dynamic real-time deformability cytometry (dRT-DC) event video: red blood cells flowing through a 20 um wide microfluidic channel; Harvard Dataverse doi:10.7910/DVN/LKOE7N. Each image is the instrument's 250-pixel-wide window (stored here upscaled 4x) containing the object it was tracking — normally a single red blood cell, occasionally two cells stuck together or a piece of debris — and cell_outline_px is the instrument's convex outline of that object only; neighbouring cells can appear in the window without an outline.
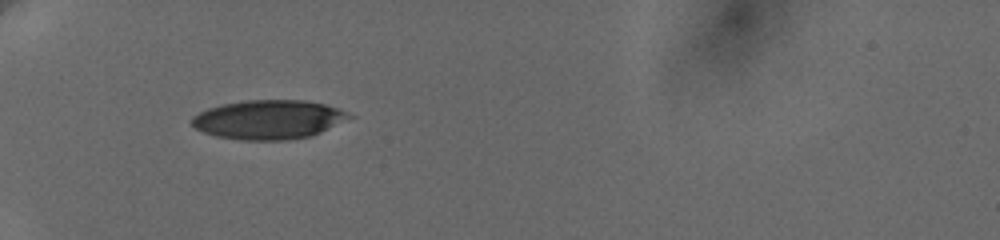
{"species": "human", "species_latin": "Homo sapiens", "temperature_condition": "cold", "stored_images_in_passage": 47, "camera_frame_rate_fps": 3000, "um_per_image_px": 0.085, "donor": {"sex": "female"}, "frame": {"image": 1, "passage_image": 1, "time_ms": 0.0, "image_size_px": [1000, 240], "cell_outline_px": [[356, 116], [312, 136], [288, 140], [240, 140], [216, 136], [204, 132], [196, 128], [192, 124], [192, 116], [208, 108], [224, 104], [248, 100], [304, 100], [324, 104], [336, 108]], "centroid_in_image_um": [22.85, 10.17], "position_along_channel_um": 62.1, "area_um2": 35.78}}
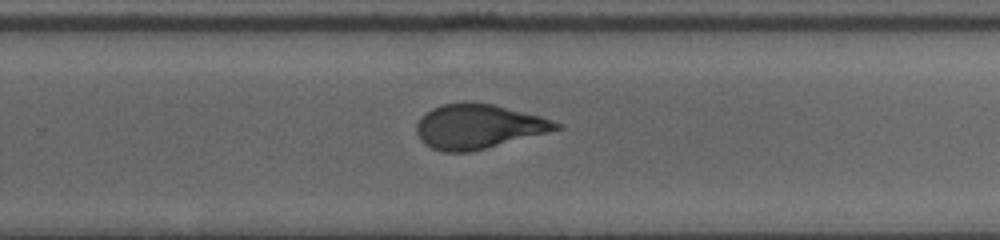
{"frame": {"image": 2, "passage_image": 26, "time_ms": 6.667, "image_size_px": [1000, 240], "cell_outline_px": [[560, 128], [548, 132], [472, 152], [440, 152], [424, 144], [420, 140], [416, 132], [416, 124], [432, 108], [444, 104], [492, 104], [540, 116], [560, 124]], "centroid_in_image_um": [40.62, 10.79], "position_along_channel_um": 289.2, "area_um2": 35.37}}
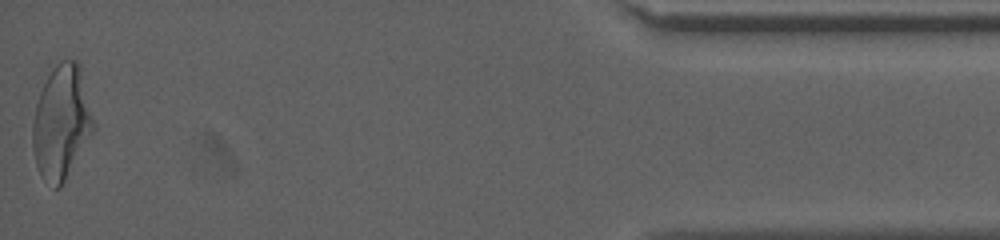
{"frame": {"image": 3, "passage_image": 47, "time_ms": 12.333, "image_size_px": [1000, 240], "cell_outline_px": [[96, 128], [60, 188], [56, 188], [40, 176], [36, 164], [32, 148], [32, 124], [36, 104], [48, 64], [60, 60], [76, 60], [80, 64]], "centroid_in_image_um": [5.21, 10.31], "position_along_channel_um": 430.0, "area_um2": 41.21}, "authors_computed_cell_mechanics": {"area_um2": 36.4718, "velocity_mm_per_s": 3.6536, "shape_relaxation_time_tau1_ms": 5.6985, "shape_relaxation_time_tau2_ms": 1.1785, "deformation_change_tau1": 0.1963, "deformation_change_tau2": 0.0772}}